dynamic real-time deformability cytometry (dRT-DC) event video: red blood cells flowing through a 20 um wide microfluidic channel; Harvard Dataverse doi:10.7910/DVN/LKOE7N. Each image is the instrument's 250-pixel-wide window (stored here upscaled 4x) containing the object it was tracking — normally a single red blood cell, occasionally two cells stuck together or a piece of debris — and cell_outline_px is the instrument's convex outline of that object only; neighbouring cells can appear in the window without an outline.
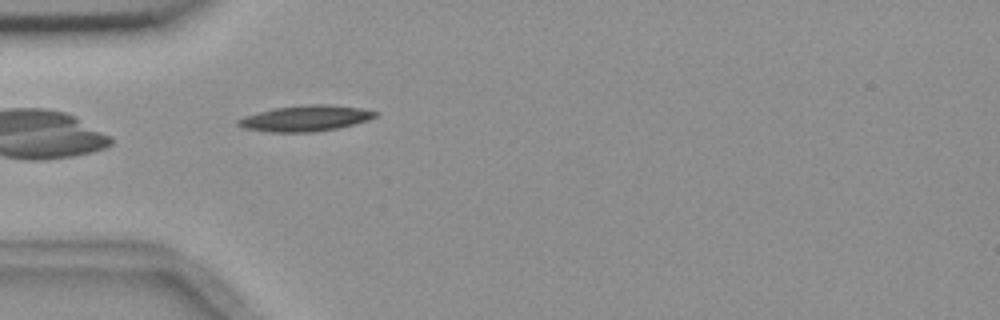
{"species": "common noctule bat (a hibernating species)", "species_latin": "Nyctalus noctula", "temperature_condition": "room temperature", "stored_images_in_passage": 4, "camera_frame_rate_fps": 3000, "um_per_image_px": 0.085, "animal": {"sex": "female", "body_mass_g": 18.4}, "frame": {"image": 1, "passage_image": 4, "time_ms": 3.667, "image_size_px": [1000, 320], "cell_outline_px": [[380, 112], [376, 116], [368, 120], [336, 128], [312, 132], [272, 132], [244, 128], [236, 124], [236, 120], [244, 116], [272, 108], [308, 104], [328, 104], [360, 108]], "centroid_in_image_um": [25.94, 10.05], "position_along_channel_um": 59.1, "area_um2": 20.58}}